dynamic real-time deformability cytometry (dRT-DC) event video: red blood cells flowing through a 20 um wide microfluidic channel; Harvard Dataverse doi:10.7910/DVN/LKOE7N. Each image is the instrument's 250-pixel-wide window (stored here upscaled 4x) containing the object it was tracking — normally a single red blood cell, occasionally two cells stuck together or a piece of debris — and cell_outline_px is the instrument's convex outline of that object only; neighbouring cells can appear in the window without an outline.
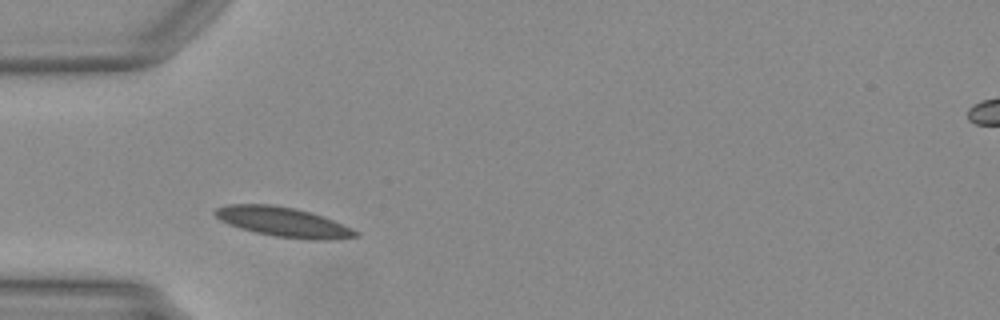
{"species": "Egyptian fruit bat (a non-hibernating species)", "species_latin": "Rousettus aegyptiacus", "temperature_condition": "warm", "stored_images_in_passage": 4, "camera_frame_rate_fps": 3000, "um_per_image_px": 0.085, "animal": {"sex": "female"}, "frame": {"image": 1, "passage_image": 1, "time_ms": 0.0, "image_size_px": [1000, 320], "cell_outline_px": [[360, 236], [332, 240], [308, 240], [276, 236], [256, 232], [240, 228], [228, 224], [220, 220], [212, 212], [216, 208], [228, 204], [268, 204], [292, 208], [308, 212], [332, 220], [360, 232]], "centroid_in_image_um": [24.06, 18.88], "position_along_channel_um": 60.9, "area_um2": 24.04}}